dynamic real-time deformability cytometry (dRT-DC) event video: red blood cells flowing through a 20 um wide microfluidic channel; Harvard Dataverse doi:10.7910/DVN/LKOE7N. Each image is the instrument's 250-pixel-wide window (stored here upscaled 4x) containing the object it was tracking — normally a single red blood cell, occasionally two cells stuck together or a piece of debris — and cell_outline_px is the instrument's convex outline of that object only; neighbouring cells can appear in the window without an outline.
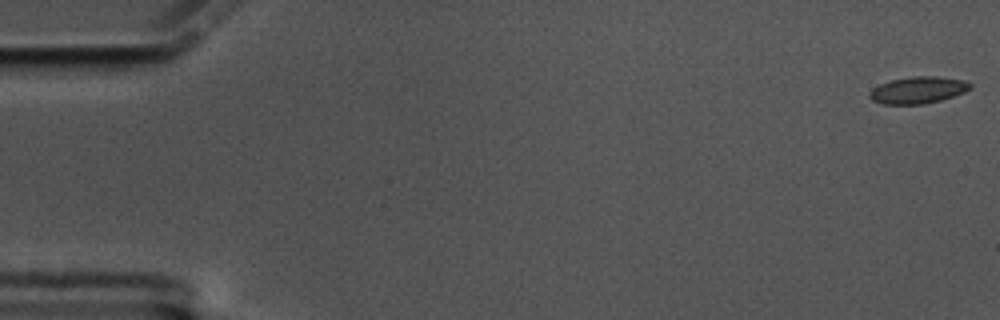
{"species": "common noctule bat (a hibernating species)", "species_latin": "Nyctalus noctula", "temperature_condition": "cold", "stored_images_in_passage": 60, "camera_frame_rate_fps": 3000, "um_per_image_px": 0.085, "animal": {"sex": "male", "body_mass_g": 17.5, "forearm_length_mm": 52.3}, "frame": {"image": 1, "passage_image": 1, "time_ms": 0.0, "image_size_px": [1000, 320], "cell_outline_px": [[972, 88], [964, 92], [940, 100], [924, 104], [884, 104], [872, 100], [868, 96], [868, 92], [872, 88], [880, 84], [892, 80], [912, 76], [936, 76], [964, 80], [972, 84]], "centroid_in_image_um": [78.02, 7.65], "position_along_channel_um": 7.0, "area_um2": 15.72}}
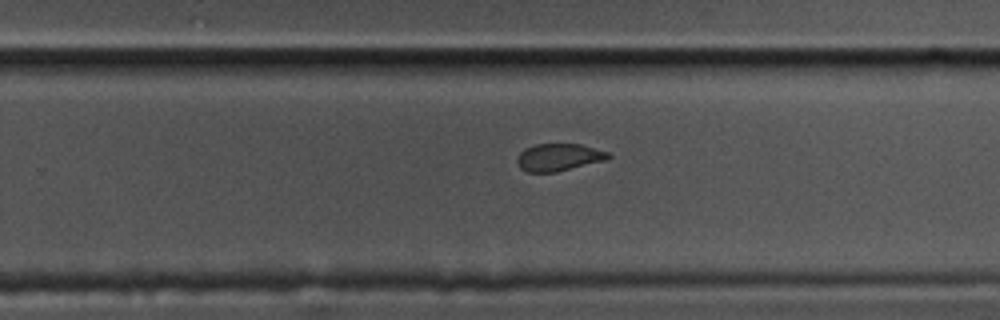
{"frame": {"image": 2, "passage_image": 38, "time_ms": 12.333, "image_size_px": [1000, 320], "cell_outline_px": [[612, 156], [608, 160], [556, 172], [528, 172], [520, 168], [516, 160], [520, 152], [524, 148], [536, 144], [580, 144], [612, 152]], "centroid_in_image_um": [47.55, 13.36], "position_along_channel_um": 282.3, "area_um2": 14.8}}
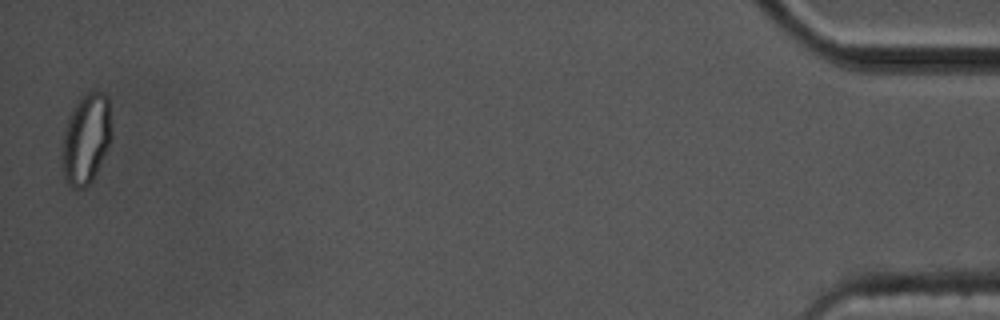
{"frame": {"image": 3, "passage_image": 59, "time_ms": 19.333, "image_size_px": [1000, 320], "cell_outline_px": [[112, 136], [108, 148], [92, 180], [84, 188], [72, 188], [68, 184], [64, 176], [60, 164], [60, 156], [64, 132], [68, 116], [84, 92], [104, 92], [108, 96], [112, 128]], "centroid_in_image_um": [7.31, 11.8], "position_along_channel_um": 427.9, "area_um2": 26.47}, "authors_computed_cell_mechanics": {"area_um2": 15.8083, "velocity_mm_per_s": 3.3892, "shape_relaxation_time_tau1_ms": 7.2968, "shape_relaxation_time_tau2_ms": 1.6912, "deformation_change_tau1": 0.135, "deformation_change_tau2": 0.046}}